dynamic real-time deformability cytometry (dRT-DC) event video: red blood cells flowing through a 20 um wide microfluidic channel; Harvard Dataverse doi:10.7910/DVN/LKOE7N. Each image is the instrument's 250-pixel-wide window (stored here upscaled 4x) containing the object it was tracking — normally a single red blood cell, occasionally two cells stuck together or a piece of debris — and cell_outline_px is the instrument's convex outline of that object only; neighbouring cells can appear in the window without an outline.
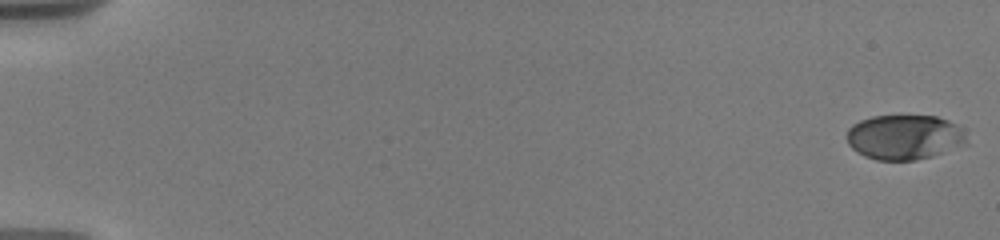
{"species": "human", "species_latin": "Homo sapiens", "temperature_condition": "warm", "stored_images_in_passage": 13, "camera_frame_rate_fps": 3000, "um_per_image_px": 0.085, "donor": {"sex": "male"}, "frame": {"image": 1, "passage_image": 1, "time_ms": 0.0, "image_size_px": [1000, 240], "cell_outline_px": [[968, 144], [932, 156], [916, 160], [876, 160], [864, 156], [852, 148], [848, 144], [848, 128], [852, 124], [860, 120], [872, 116], [936, 116], [948, 120], [956, 124], [964, 136]], "centroid_in_image_um": [76.86, 11.66], "position_along_channel_um": 8.1, "area_um2": 31.21}}
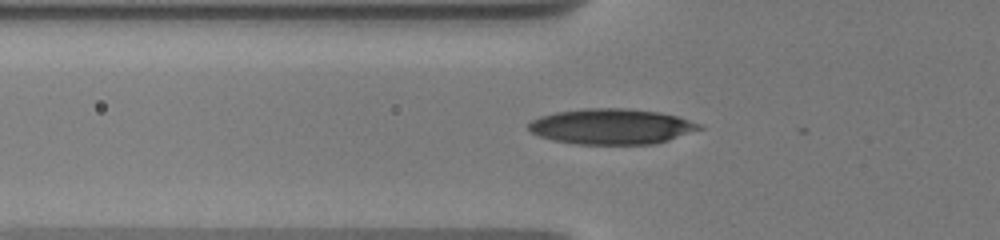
{"frame": {"image": 2, "passage_image": 11, "time_ms": 6.667, "image_size_px": [1000, 240], "cell_outline_px": [[704, 128], [656, 144], [576, 144], [552, 140], [540, 136], [532, 132], [528, 128], [528, 124], [532, 120], [540, 116], [556, 112], [584, 108], [628, 108], [660, 112], [676, 116], [704, 124]], "centroid_in_image_um": [52.0, 10.75], "position_along_channel_um": 73.8, "area_um2": 35.49}}
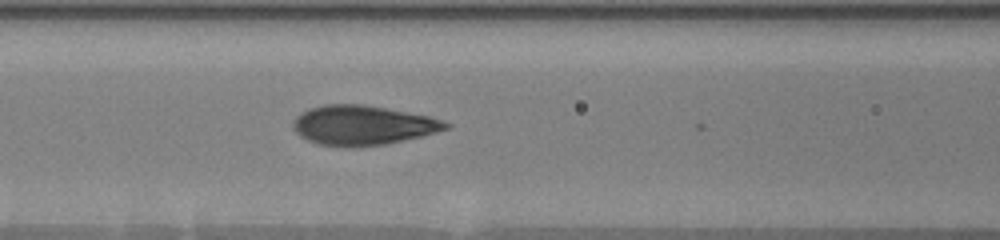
{"frame": {"image": 3, "passage_image": 13, "time_ms": 8.333, "image_size_px": [1000, 240], "cell_outline_px": [[452, 128], [420, 136], [384, 144], [360, 148], [352, 148], [320, 144], [308, 140], [300, 136], [292, 128], [292, 124], [296, 116], [300, 112], [308, 108], [324, 104], [364, 104], [428, 116], [452, 124]], "centroid_in_image_um": [30.79, 10.65], "position_along_channel_um": 135.8, "area_um2": 35.37}}